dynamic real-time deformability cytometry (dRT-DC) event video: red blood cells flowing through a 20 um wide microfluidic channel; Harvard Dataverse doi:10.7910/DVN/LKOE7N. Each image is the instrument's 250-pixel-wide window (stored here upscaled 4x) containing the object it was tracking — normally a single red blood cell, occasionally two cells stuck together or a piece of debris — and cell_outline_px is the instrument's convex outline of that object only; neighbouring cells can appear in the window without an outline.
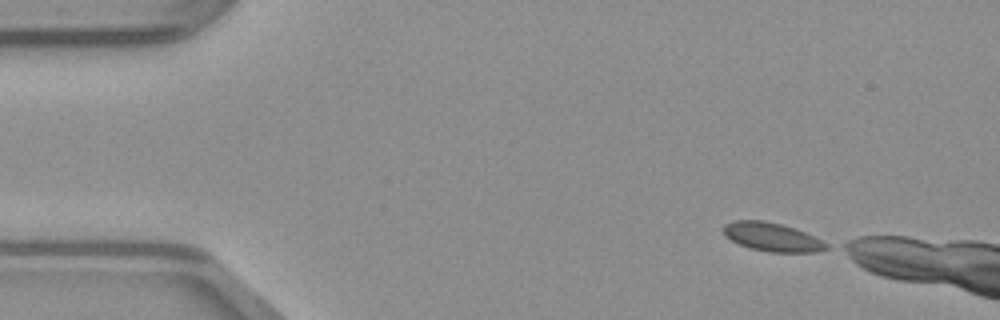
{"species": "common noctule bat (a hibernating species)", "species_latin": "Nyctalus noctula", "temperature_condition": "warm", "stored_images_in_passage": 7, "camera_frame_rate_fps": 3000, "um_per_image_px": 0.085, "animal": {"sex": "male", "body_mass_g": 23.1, "forearm_length_mm": 52.7}, "frame": {"image": 1, "passage_image": 1, "time_ms": 0.0, "image_size_px": [1000, 320], "cell_outline_px": [[828, 248], [816, 252], [768, 252], [748, 248], [724, 236], [720, 228], [724, 224], [732, 220], [764, 220], [796, 228], [828, 244]], "centroid_in_image_um": [65.55, 20.13], "position_along_channel_um": 19.5, "area_um2": 17.28}}